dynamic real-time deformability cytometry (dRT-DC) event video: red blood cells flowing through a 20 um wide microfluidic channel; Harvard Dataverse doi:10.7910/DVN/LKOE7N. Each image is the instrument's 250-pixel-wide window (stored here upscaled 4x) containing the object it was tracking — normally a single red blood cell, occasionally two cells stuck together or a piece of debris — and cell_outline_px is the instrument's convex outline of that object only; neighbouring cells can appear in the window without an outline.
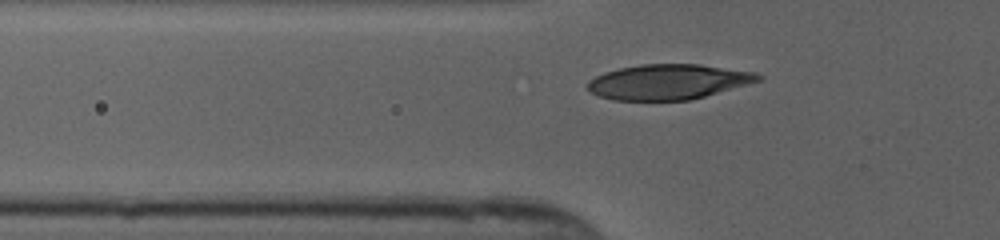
{"species": "human", "species_latin": "Homo sapiens", "temperature_condition": "cold", "stored_images_in_passage": 30, "camera_frame_rate_fps": 3000, "um_per_image_px": 0.085, "donor": {"sex": "female"}, "frame": {"image": 1, "passage_image": 3, "time_ms": 0.667, "image_size_px": [1000, 240], "cell_outline_px": [[764, 76], [760, 80], [704, 96], [688, 100], [612, 100], [600, 96], [592, 92], [588, 88], [588, 80], [604, 72], [620, 68], [640, 64], [700, 64], [752, 72]], "centroid_in_image_um": [56.76, 6.95], "position_along_channel_um": 69.0, "area_um2": 34.51}}
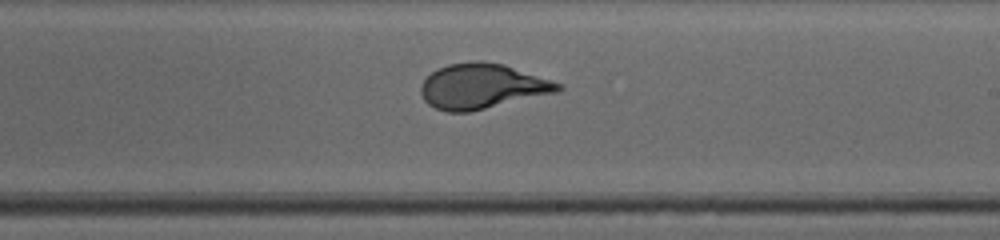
{"frame": {"image": 2, "passage_image": 17, "time_ms": 5.333, "image_size_px": [1000, 240], "cell_outline_px": [[564, 88], [560, 92], [468, 112], [448, 112], [436, 108], [428, 104], [424, 100], [420, 92], [420, 84], [436, 68], [448, 64], [476, 60], [480, 60], [504, 64], [564, 84]], "centroid_in_image_um": [41.0, 7.32], "position_along_channel_um": 248.0, "area_um2": 36.36}}
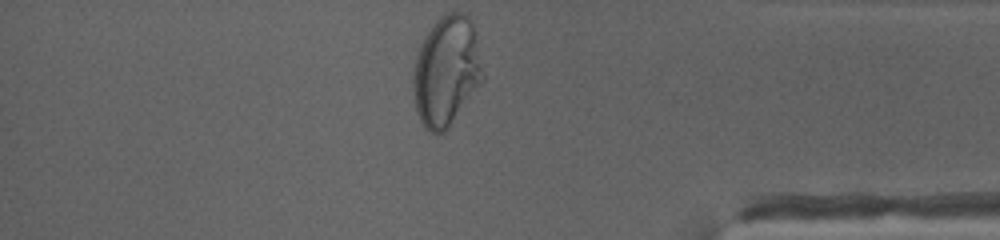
{"frame": {"image": 3, "passage_image": 30, "time_ms": 9.667, "image_size_px": [1000, 240], "cell_outline_px": [[484, 80], [448, 128], [444, 132], [432, 132], [424, 128], [416, 112], [412, 88], [412, 72], [416, 56], [428, 32], [436, 20], [440, 16], [448, 12], [460, 12], [468, 16], [472, 20], [484, 76]], "centroid_in_image_um": [37.93, 6.06], "position_along_channel_um": 397.3, "area_um2": 44.56}, "authors_computed_cell_mechanics": {"area_um2": 35.4892, "velocity_mm_per_s": 3.8852, "shape_relaxation_time_tau1_ms": 5.4333, "shape_relaxation_time_tau2_ms": null, "deformation_change_tau1": 0.238, "deformation_change_tau2": null}}